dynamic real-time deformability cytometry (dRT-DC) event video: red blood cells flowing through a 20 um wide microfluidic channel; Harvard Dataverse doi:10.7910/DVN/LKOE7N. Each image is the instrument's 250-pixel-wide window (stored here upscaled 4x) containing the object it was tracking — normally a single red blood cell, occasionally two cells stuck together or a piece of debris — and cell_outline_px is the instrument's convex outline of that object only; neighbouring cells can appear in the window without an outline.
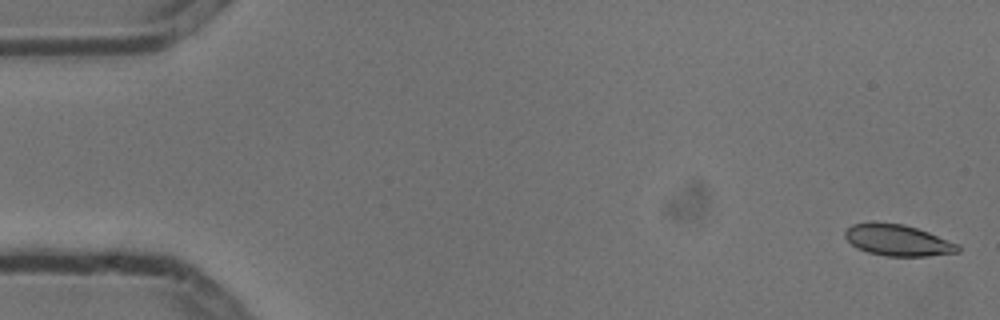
{"species": "common noctule bat (a hibernating species)", "species_latin": "Nyctalus noctula", "temperature_condition": "cold", "stored_images_in_passage": 4, "camera_frame_rate_fps": 3000, "um_per_image_px": 0.085, "animal": {"sex": "male", "body_mass_g": 13.3}, "frame": {"image": 1, "passage_image": 1, "time_ms": 0.0, "image_size_px": [1000, 320], "cell_outline_px": [[960, 252], [928, 256], [888, 256], [868, 252], [856, 248], [844, 236], [844, 232], [852, 224], [872, 220], [904, 224], [928, 232], [956, 244], [960, 248]], "centroid_in_image_um": [76.25, 20.39], "position_along_channel_um": 8.8, "area_um2": 20.69}}
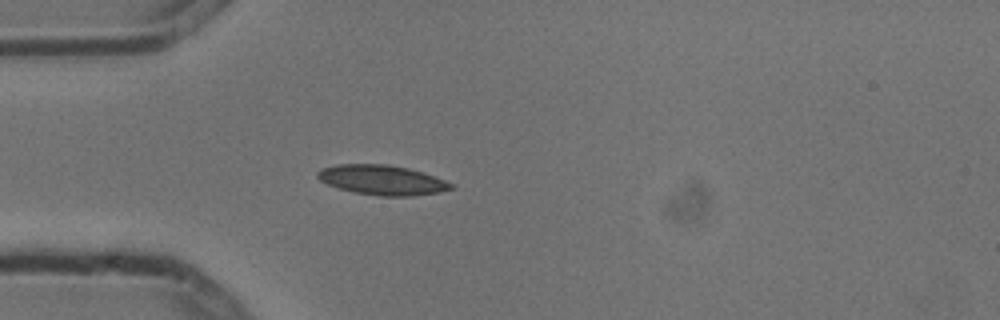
{"frame": {"image": 2, "passage_image": 4, "time_ms": 1.0, "image_size_px": [1000, 320], "cell_outline_px": [[456, 188], [440, 192], [412, 196], [380, 196], [352, 192], [328, 184], [320, 180], [316, 176], [316, 172], [320, 168], [336, 164], [388, 164], [408, 168], [444, 180], [452, 184]], "centroid_in_image_um": [32.45, 15.3], "position_along_channel_um": 52.6, "area_um2": 23.18}}